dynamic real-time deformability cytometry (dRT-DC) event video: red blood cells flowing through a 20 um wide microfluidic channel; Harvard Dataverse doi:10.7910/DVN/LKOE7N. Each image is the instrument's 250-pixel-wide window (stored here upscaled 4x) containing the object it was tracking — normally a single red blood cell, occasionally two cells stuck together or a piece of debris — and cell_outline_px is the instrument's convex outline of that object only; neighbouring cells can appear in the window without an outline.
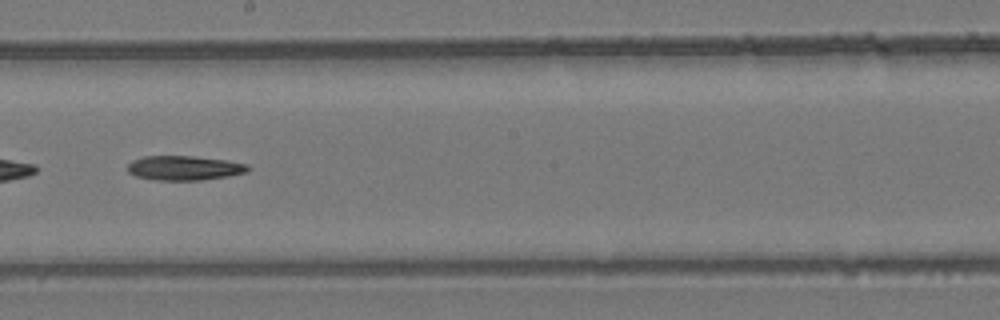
{"species": "common noctule bat (a hibernating species)", "species_latin": "Nyctalus noctula", "temperature_condition": "room temperature", "stored_images_in_passage": 30, "camera_frame_rate_fps": 3000, "um_per_image_px": 0.085, "animal": {"sex": "female", "body_mass_g": 24.6, "forearm_length_mm": 56.2}, "frame": {"image": 1, "passage_image": 17, "time_ms": 5.333, "image_size_px": [1000, 320], "cell_outline_px": [[248, 168], [244, 172], [228, 176], [200, 180], [156, 180], [136, 176], [128, 172], [128, 164], [132, 160], [144, 156], [192, 156], [228, 160], [248, 164]], "centroid_in_image_um": [15.63, 14.27], "position_along_channel_um": 232.6, "area_um2": 17.05}}